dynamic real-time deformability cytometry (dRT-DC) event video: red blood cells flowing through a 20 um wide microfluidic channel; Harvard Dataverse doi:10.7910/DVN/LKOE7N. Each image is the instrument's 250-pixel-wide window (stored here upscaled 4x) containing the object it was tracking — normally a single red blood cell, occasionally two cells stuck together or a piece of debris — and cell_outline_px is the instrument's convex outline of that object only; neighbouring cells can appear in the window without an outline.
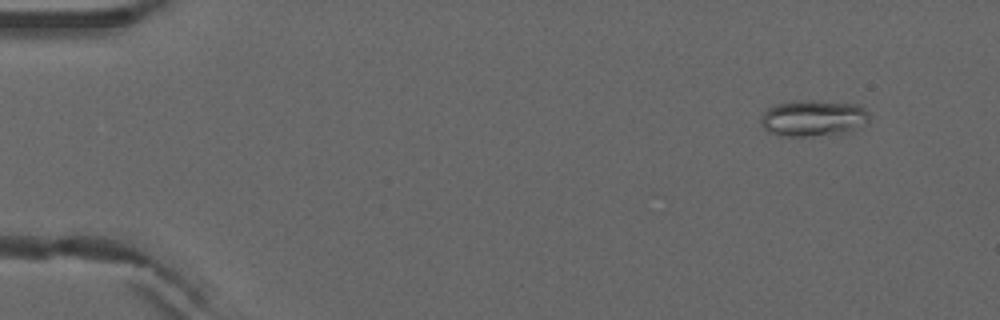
{"species": "common noctule bat (a hibernating species)", "species_latin": "Nyctalus noctula", "temperature_condition": "warm", "stored_images_in_passage": 5, "camera_frame_rate_fps": 3000, "um_per_image_px": 0.085, "animal": {"sex": "male", "forearm_length_mm": 52.5}, "frame": {"image": 1, "passage_image": 2, "time_ms": 0.333, "image_size_px": [1000, 320], "cell_outline_px": [[872, 116], [864, 124], [852, 132], [808, 136], [780, 136], [768, 132], [764, 128], [760, 120], [760, 116], [768, 108], [776, 104], [796, 100], [812, 100], [856, 104], [864, 108]], "centroid_in_image_um": [69.13, 10.04], "position_along_channel_um": 15.9, "area_um2": 23.18}}